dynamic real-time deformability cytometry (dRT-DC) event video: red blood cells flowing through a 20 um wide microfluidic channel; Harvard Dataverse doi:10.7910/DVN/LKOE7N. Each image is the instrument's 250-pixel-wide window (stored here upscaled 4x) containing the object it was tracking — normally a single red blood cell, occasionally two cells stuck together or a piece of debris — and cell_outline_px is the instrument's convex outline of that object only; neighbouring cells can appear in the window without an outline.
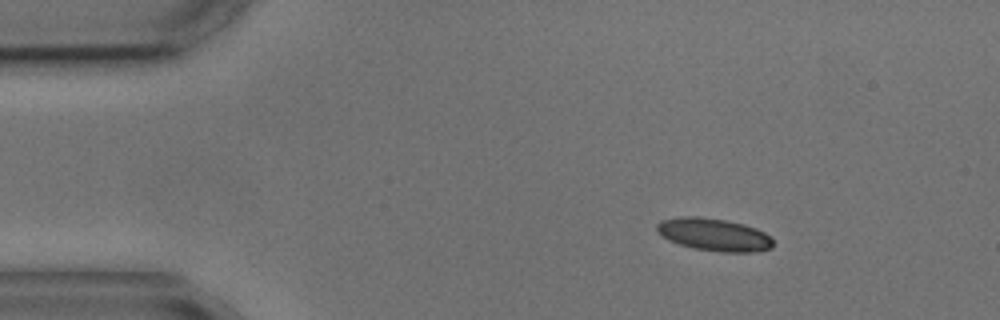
{"species": "common noctule bat (a hibernating species)", "species_latin": "Nyctalus noctula", "temperature_condition": "cold", "stored_images_in_passage": 3, "camera_frame_rate_fps": 3000, "um_per_image_px": 0.085, "animal": {"sex": "male", "body_mass_g": 17.9, "forearm_length_mm": 54.2}, "frame": {"image": 1, "passage_image": 1, "time_ms": 0.0, "image_size_px": [1000, 320], "cell_outline_px": [[772, 248], [756, 252], [720, 252], [696, 248], [680, 244], [668, 240], [656, 228], [656, 224], [660, 220], [684, 216], [696, 216], [724, 220], [744, 224], [756, 228], [772, 236]], "centroid_in_image_um": [60.72, 19.94], "position_along_channel_um": 24.3, "area_um2": 21.96}}